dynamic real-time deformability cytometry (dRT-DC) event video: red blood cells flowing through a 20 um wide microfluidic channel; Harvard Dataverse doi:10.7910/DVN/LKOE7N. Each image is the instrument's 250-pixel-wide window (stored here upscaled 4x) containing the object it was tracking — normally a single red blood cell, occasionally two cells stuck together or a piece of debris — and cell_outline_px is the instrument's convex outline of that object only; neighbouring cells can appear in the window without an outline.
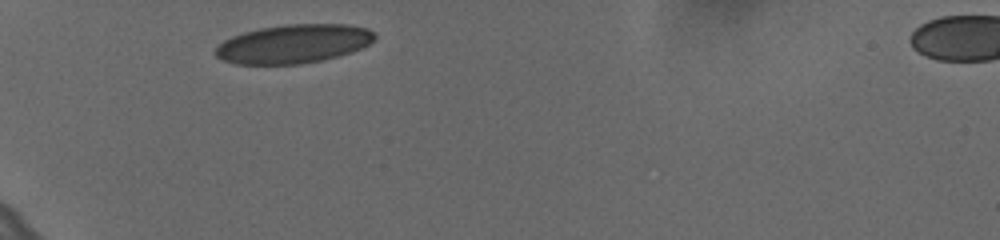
{"species": "human", "species_latin": "Homo sapiens", "temperature_condition": "cold", "stored_images_in_passage": 2, "camera_frame_rate_fps": 3000, "um_per_image_px": 0.085, "donor": {"sex": "female"}, "frame": {"image": 1, "passage_image": 1, "time_ms": 0.0, "image_size_px": [1000, 240], "cell_outline_px": [[376, 40], [352, 52], [320, 60], [300, 64], [236, 64], [224, 60], [216, 56], [212, 52], [224, 40], [232, 36], [244, 32], [260, 28], [284, 24], [352, 24], [368, 28], [376, 36]], "centroid_in_image_um": [24.95, 3.71], "position_along_channel_um": 60.0, "area_um2": 36.01}}